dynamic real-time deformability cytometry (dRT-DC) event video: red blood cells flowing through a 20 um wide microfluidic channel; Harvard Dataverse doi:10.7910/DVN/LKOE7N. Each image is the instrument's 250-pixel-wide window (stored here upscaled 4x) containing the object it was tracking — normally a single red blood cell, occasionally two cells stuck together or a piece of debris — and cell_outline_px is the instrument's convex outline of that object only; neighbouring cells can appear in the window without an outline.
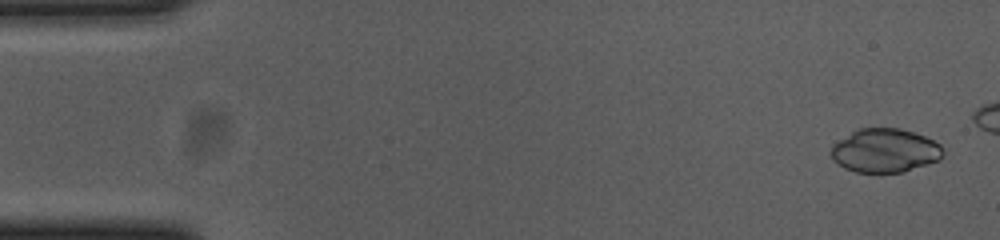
{"species": "common noctule bat (a hibernating species)", "species_latin": "Nyctalus noctula", "temperature_condition": "cold", "stored_images_in_passage": 45, "camera_frame_rate_fps": 3000, "um_per_image_px": 0.085, "animal": {"sex": "female", "body_mass_g": 23.0, "forearm_length_mm": 53.4}, "frame": {"image": 1, "passage_image": 2, "time_ms": 0.333, "image_size_px": [1000, 240], "cell_outline_px": [[944, 152], [940, 160], [904, 172], [856, 172], [844, 168], [832, 160], [828, 152], [832, 144], [852, 132], [860, 128], [900, 128], [924, 136], [940, 144], [944, 148]], "centroid_in_image_um": [75.2, 12.8], "position_along_channel_um": 9.8, "area_um2": 28.78}}